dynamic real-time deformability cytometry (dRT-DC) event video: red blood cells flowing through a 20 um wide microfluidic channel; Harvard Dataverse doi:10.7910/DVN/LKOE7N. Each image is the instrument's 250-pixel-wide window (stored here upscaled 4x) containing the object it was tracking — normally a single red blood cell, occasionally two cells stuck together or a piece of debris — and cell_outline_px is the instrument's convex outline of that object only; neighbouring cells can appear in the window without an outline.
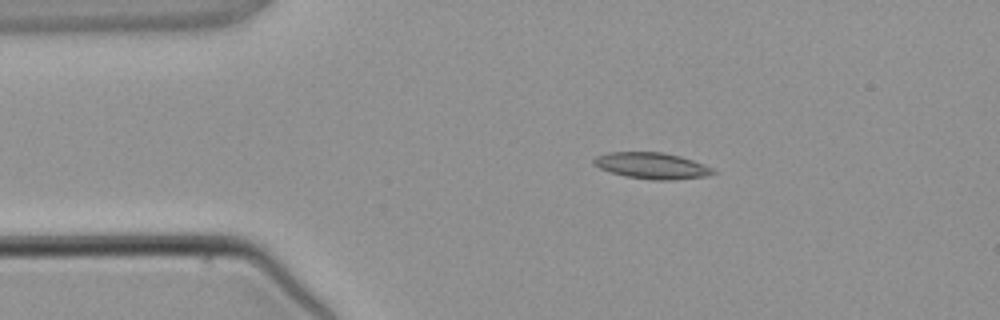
{"species": "common noctule bat (a hibernating species)", "species_latin": "Nyctalus noctula", "temperature_condition": "warm", "stored_images_in_passage": 5, "segment_of_instrument_passage": [1, 2], "camera_frame_rate_fps": 3000, "um_per_image_px": 0.085, "animal": {"sex": "male", "body_mass_g": 21.5, "forearm_length_mm": 52.0}, "frame": {"image": 1, "passage_image": 3, "time_ms": 2.333, "image_size_px": [1000, 320], "cell_outline_px": [[716, 172], [704, 176], [672, 180], [652, 180], [624, 176], [600, 168], [592, 164], [592, 160], [596, 156], [608, 152], [664, 152], [680, 156], [704, 164], [712, 168]], "centroid_in_image_um": [55.37, 14.08], "position_along_channel_um": 29.6, "area_um2": 18.21}}